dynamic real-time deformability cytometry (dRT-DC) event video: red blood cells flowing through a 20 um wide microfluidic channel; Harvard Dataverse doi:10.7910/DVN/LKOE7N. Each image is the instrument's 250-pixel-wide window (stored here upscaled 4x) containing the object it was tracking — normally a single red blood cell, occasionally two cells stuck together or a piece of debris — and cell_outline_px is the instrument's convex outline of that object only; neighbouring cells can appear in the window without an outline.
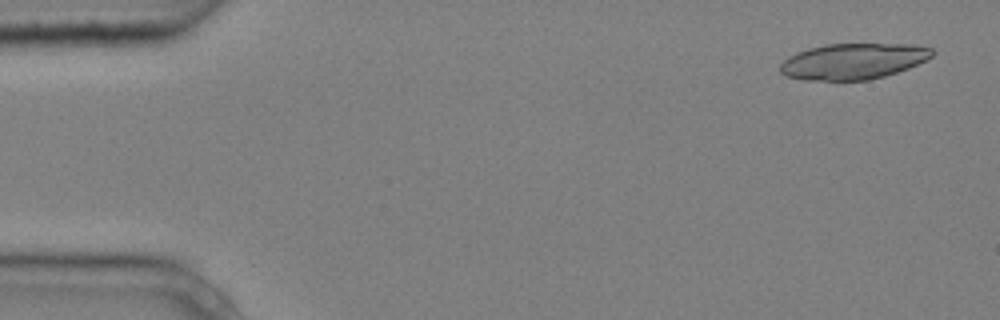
{"species": "common noctule bat (a hibernating species)", "species_latin": "Nyctalus noctula", "temperature_condition": "cold", "stored_images_in_passage": 4, "camera_frame_rate_fps": 3000, "um_per_image_px": 0.085, "animal": {"sex": "male", "body_mass_g": 20.4}, "frame": {"image": 1, "passage_image": 1, "time_ms": 0.0, "image_size_px": [1000, 320], "cell_outline_px": [[936, 52], [932, 56], [908, 68], [884, 76], [868, 80], [804, 80], [784, 76], [780, 72], [780, 64], [788, 56], [796, 52], [808, 48], [824, 44], [912, 44], [932, 48]], "centroid_in_image_um": [72.48, 5.2], "position_along_channel_um": 12.5, "area_um2": 31.91}}